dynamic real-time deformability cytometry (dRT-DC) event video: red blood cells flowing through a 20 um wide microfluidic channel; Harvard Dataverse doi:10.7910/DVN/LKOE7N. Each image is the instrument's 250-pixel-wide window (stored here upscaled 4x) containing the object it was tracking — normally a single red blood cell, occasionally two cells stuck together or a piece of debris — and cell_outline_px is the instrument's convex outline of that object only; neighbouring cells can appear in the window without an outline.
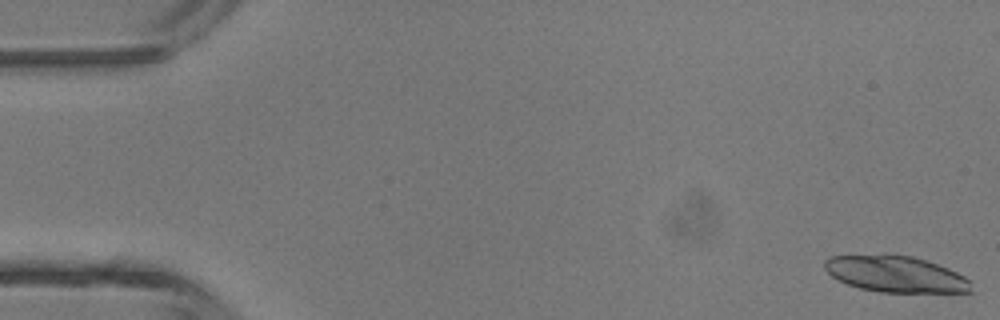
{"species": "common noctule bat (a hibernating species)", "species_latin": "Nyctalus noctula", "temperature_condition": "room temperature", "stored_images_in_passage": 5, "camera_frame_rate_fps": 3000, "um_per_image_px": 0.085, "animal": {"sex": "male", "body_mass_g": 13.3}, "frame": {"image": 1, "passage_image": 1, "time_ms": 0.0, "image_size_px": [1000, 320], "cell_outline_px": [[972, 292], [880, 292], [860, 288], [848, 284], [832, 276], [824, 268], [824, 260], [828, 256], [912, 256], [948, 268], [972, 280]], "centroid_in_image_um": [76.17, 23.32], "position_along_channel_um": 8.8, "area_um2": 30.4}}